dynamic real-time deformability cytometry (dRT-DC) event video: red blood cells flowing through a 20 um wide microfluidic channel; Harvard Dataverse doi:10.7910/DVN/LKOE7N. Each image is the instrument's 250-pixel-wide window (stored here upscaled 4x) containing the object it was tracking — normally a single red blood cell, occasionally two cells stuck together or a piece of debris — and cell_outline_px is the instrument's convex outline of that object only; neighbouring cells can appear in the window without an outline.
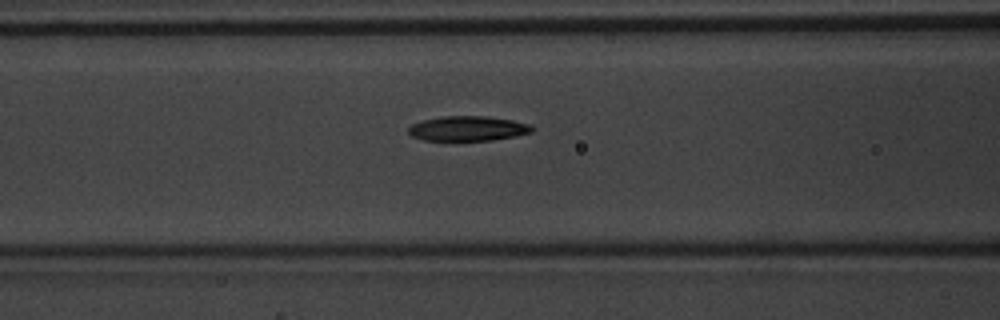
{"species": "common noctule bat (a hibernating species)", "species_latin": "Nyctalus noctula", "temperature_condition": "warm", "stored_images_in_passage": 31, "camera_frame_rate_fps": 3000, "um_per_image_px": 0.085, "animal": {"sex": "male", "body_mass_g": 20.1, "forearm_length_mm": 53.5}, "frame": {"image": 1, "passage_image": 5, "time_ms": 1.333, "image_size_px": [1000, 320], "cell_outline_px": [[536, 128], [532, 132], [516, 136], [492, 140], [424, 140], [412, 136], [408, 132], [408, 128], [412, 124], [424, 120], [444, 116], [488, 116], [512, 120], [528, 124]], "centroid_in_image_um": [39.79, 10.92], "position_along_channel_um": 126.8, "area_um2": 17.8}}
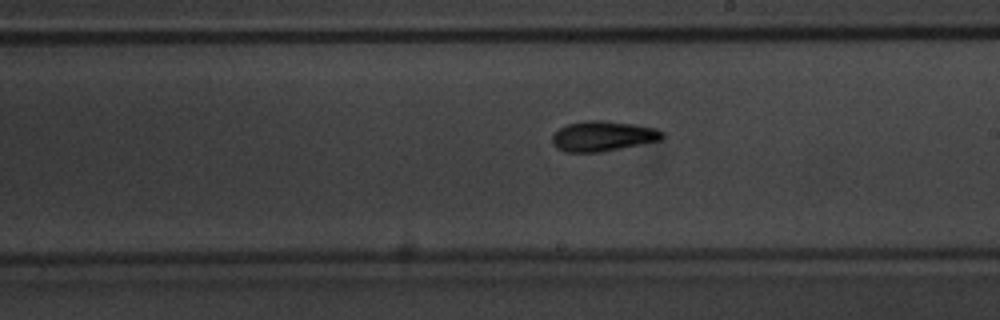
{"frame": {"image": 2, "passage_image": 13, "time_ms": 4.0, "image_size_px": [1000, 320], "cell_outline_px": [[664, 136], [660, 140], [600, 152], [564, 152], [556, 148], [552, 144], [552, 136], [560, 128], [568, 124], [584, 120], [600, 120], [636, 124], [656, 128], [664, 132]], "centroid_in_image_um": [51.23, 11.56], "position_along_channel_um": 237.8, "area_um2": 19.36}}
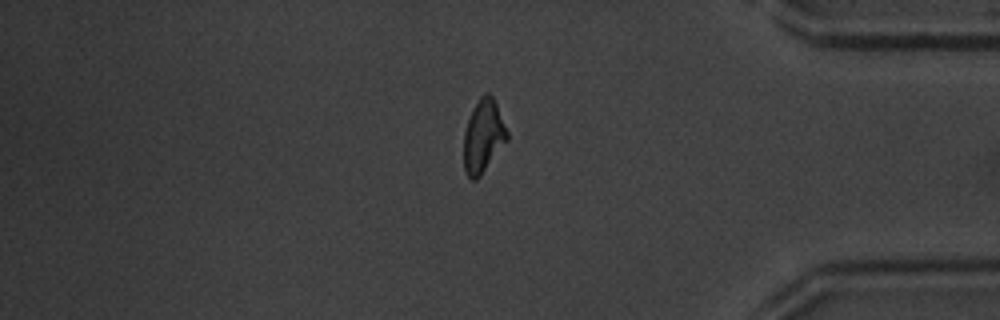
{"frame": {"image": 3, "passage_image": 26, "time_ms": 8.333, "image_size_px": [1000, 320], "cell_outline_px": [[508, 140], [480, 176], [476, 180], [472, 180], [464, 172], [464, 132], [472, 108], [480, 96], [484, 92], [488, 92], [492, 96], [496, 104], [508, 132]], "centroid_in_image_um": [41.07, 11.57], "position_along_channel_um": 394.1, "area_um2": 18.44}, "authors_computed_cell_mechanics": {"area_um2": 18.2648, "velocity_mm_per_s": 4.156, "shape_relaxation_time_tau1_ms": 2.7403, "shape_relaxation_time_tau2_ms": 3.5956, "deformation_change_tau1": 0.1824, "deformation_change_tau2": 0.1255}}